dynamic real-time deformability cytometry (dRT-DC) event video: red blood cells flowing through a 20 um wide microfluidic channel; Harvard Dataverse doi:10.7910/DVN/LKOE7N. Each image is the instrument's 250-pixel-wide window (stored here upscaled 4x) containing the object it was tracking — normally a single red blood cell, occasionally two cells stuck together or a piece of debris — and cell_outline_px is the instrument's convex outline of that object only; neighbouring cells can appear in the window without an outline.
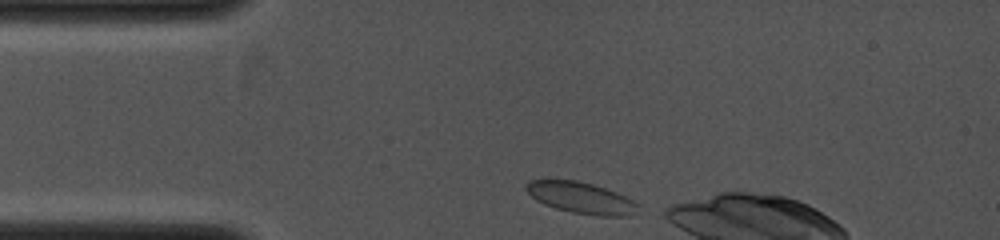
{"species": "common noctule bat (a hibernating species)", "species_latin": "Nyctalus noctula", "temperature_condition": "cold", "stored_images_in_passage": 43, "camera_frame_rate_fps": 4000, "um_per_image_px": 0.085, "animal": {"sex": "female", "body_mass_g": 19.0, "forearm_length_mm": 53.3}, "frame": {"image": 1, "passage_image": 1, "time_ms": 0.0, "image_size_px": [1000, 240], "cell_outline_px": [[640, 204], [628, 216], [600, 216], [572, 212], [556, 208], [544, 204], [536, 200], [524, 188], [524, 184], [528, 180], [576, 180], [592, 184], [616, 192]], "centroid_in_image_um": [49.34, 16.8], "position_along_channel_um": 35.7, "area_um2": 20.17}}
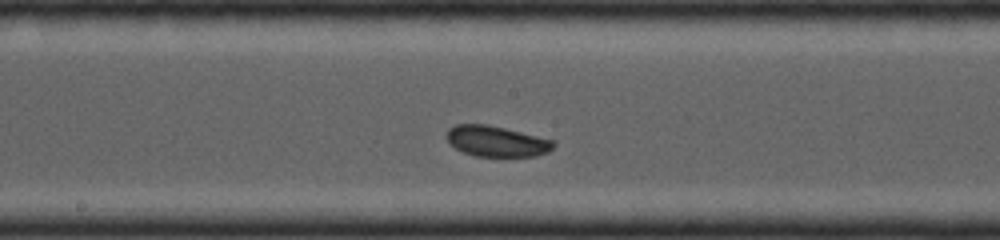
{"frame": {"image": 2, "passage_image": 22, "time_ms": 4.0, "image_size_px": [1000, 240], "cell_outline_px": [[556, 144], [548, 152], [536, 156], [476, 156], [464, 152], [456, 148], [444, 136], [444, 132], [448, 128], [456, 124], [488, 124], [556, 140]], "centroid_in_image_um": [42.21, 11.99], "position_along_channel_um": 206.0, "area_um2": 19.31}}
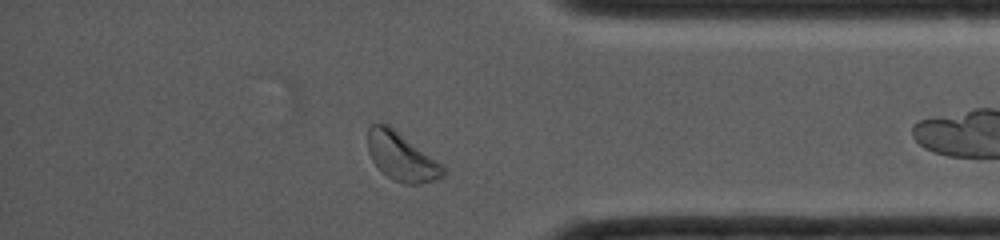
{"frame": {"image": 3, "passage_image": 41, "time_ms": 8.0, "image_size_px": [1000, 240], "cell_outline_px": [[448, 172], [444, 176], [420, 184], [404, 184], [392, 180], [372, 160], [368, 152], [368, 128], [372, 124], [388, 124], [444, 164]], "centroid_in_image_um": [34.17, 13.32], "position_along_channel_um": 401.0, "area_um2": 21.27}}